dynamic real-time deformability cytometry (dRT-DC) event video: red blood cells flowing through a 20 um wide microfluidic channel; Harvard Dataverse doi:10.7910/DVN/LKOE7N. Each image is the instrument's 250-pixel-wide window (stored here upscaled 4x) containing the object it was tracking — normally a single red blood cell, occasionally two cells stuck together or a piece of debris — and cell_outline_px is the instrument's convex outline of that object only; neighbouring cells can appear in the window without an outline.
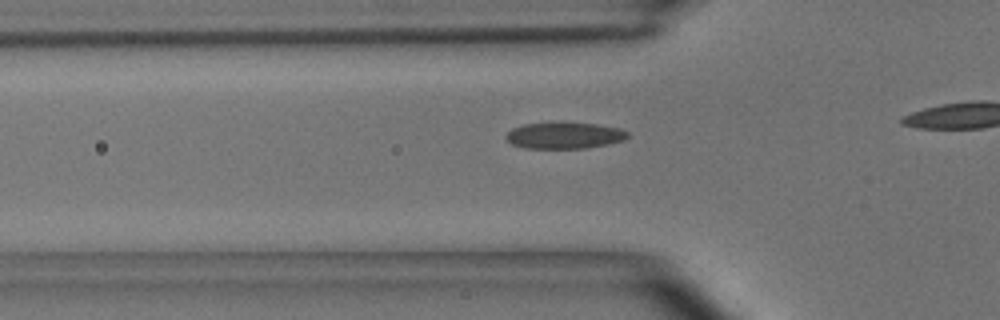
{"species": "common noctule bat (a hibernating species)", "species_latin": "Nyctalus noctula", "temperature_condition": "room temperature", "stored_images_in_passage": 17, "camera_frame_rate_fps": 3000, "um_per_image_px": 0.085, "animal": {"sex": "male", "body_mass_g": 15.6}, "frame": {"image": 1, "passage_image": 8, "time_ms": 2.333, "image_size_px": [1000, 320], "cell_outline_px": [[628, 136], [624, 140], [608, 144], [588, 148], [524, 148], [512, 144], [504, 136], [512, 128], [524, 124], [552, 120], [564, 120], [596, 124], [620, 128], [628, 132]], "centroid_in_image_um": [47.95, 11.47], "position_along_channel_um": 77.8, "area_um2": 19.48}}